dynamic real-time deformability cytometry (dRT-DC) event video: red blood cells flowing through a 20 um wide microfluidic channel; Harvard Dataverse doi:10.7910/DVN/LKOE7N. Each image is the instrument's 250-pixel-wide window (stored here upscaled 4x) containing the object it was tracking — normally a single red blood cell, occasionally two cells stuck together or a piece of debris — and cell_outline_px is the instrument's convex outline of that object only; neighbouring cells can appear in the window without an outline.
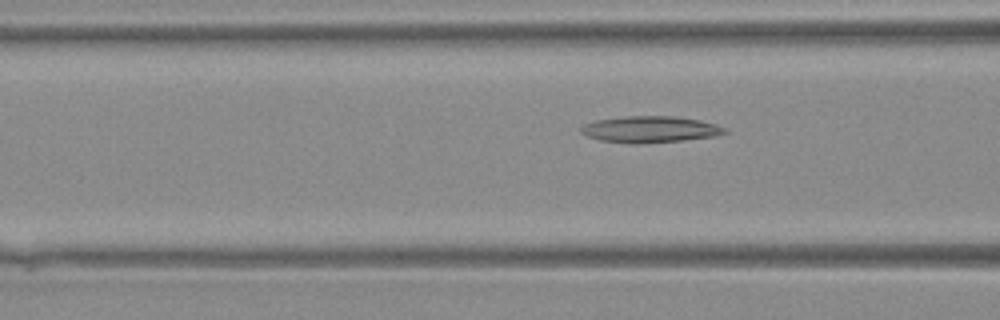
{"species": "Egyptian fruit bat (a non-hibernating species)", "species_latin": "Rousettus aegyptiacus", "temperature_condition": "warm", "stored_images_in_passage": 3, "segment_of_instrument_passage": [2, 2], "camera_frame_rate_fps": 3000, "um_per_image_px": 0.085, "animal": {"sex": "female"}, "frame": {"image": 1, "passage_image": 3, "time_ms": 0.667, "image_size_px": [1000, 320], "cell_outline_px": [[728, 132], [716, 136], [684, 140], [636, 144], [628, 144], [600, 140], [584, 136], [580, 132], [580, 128], [584, 124], [596, 120], [624, 116], [672, 116], [700, 120], [716, 124], [728, 128]], "centroid_in_image_um": [55.25, 11.0], "position_along_channel_um": 111.4, "area_um2": 22.43}}